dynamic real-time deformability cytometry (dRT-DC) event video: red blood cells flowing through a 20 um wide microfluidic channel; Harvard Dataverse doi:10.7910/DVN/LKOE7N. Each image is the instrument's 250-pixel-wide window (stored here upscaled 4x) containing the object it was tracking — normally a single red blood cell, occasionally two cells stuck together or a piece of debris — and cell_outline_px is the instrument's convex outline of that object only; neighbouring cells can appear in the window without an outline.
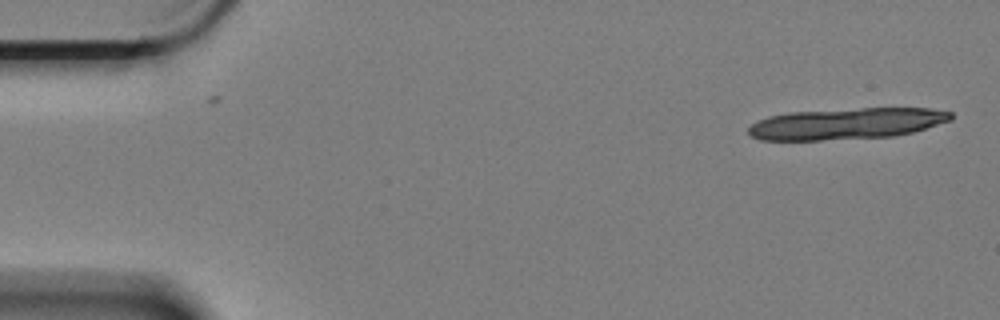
{"species": "Egyptian fruit bat (a non-hibernating species)", "species_latin": "Rousettus aegyptiacus", "temperature_condition": "cold", "stored_images_in_passage": 17, "camera_frame_rate_fps": 3000, "um_per_image_px": 0.085, "animal": {"sex": "female"}, "frame": {"image": 1, "passage_image": 1, "time_ms": 0.0, "image_size_px": [1000, 320], "cell_outline_px": [[952, 120], [912, 132], [896, 136], [820, 140], [760, 140], [748, 136], [748, 128], [752, 124], [768, 116], [788, 112], [860, 108], [932, 108], [952, 112]], "centroid_in_image_um": [71.94, 10.51], "position_along_channel_um": 13.1, "area_um2": 37.05}}